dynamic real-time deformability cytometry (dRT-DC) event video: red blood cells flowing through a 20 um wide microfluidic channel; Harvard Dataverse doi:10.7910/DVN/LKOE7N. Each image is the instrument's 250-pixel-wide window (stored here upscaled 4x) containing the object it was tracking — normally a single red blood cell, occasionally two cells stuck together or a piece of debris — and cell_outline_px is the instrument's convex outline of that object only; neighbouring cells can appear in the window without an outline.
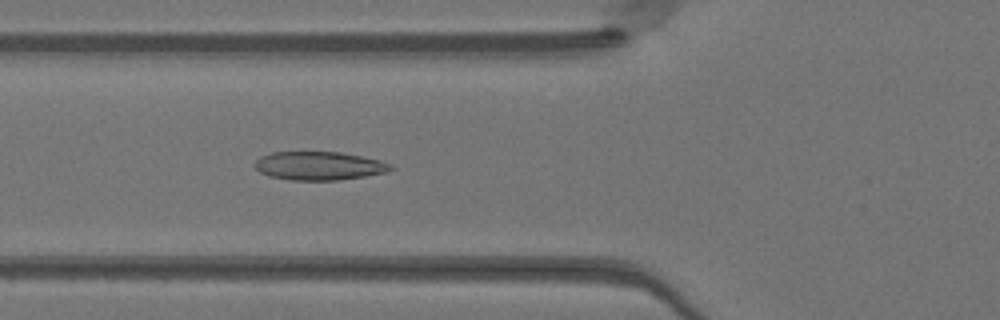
{"species": "Egyptian fruit bat (a non-hibernating species)", "species_latin": "Rousettus aegyptiacus", "temperature_condition": "warm", "stored_images_in_passage": 49, "camera_frame_rate_fps": 3000, "um_per_image_px": 0.085, "animal": {"sex": "female"}, "frame": {"image": 1, "passage_image": 18, "time_ms": 5.667, "image_size_px": [1000, 320], "cell_outline_px": [[396, 168], [388, 172], [364, 176], [336, 180], [292, 180], [268, 176], [260, 172], [252, 164], [260, 156], [272, 152], [340, 152], [380, 160], [392, 164]], "centroid_in_image_um": [27.12, 14.09], "position_along_channel_um": 98.7, "area_um2": 22.66}}
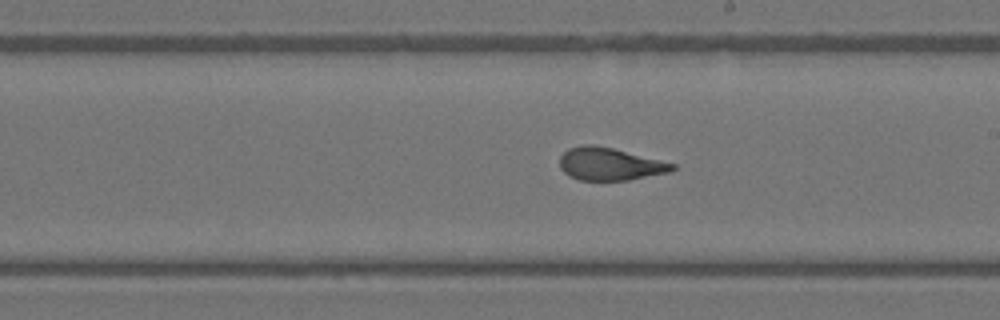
{"frame": {"image": 2, "passage_image": 28, "time_ms": 9.0, "image_size_px": [1000, 320], "cell_outline_px": [[676, 168], [672, 172], [628, 180], [580, 180], [568, 176], [560, 168], [560, 156], [568, 148], [584, 144], [592, 144], [612, 148], [676, 164]], "centroid_in_image_um": [51.83, 13.95], "position_along_channel_um": 237.2, "area_um2": 21.44}}
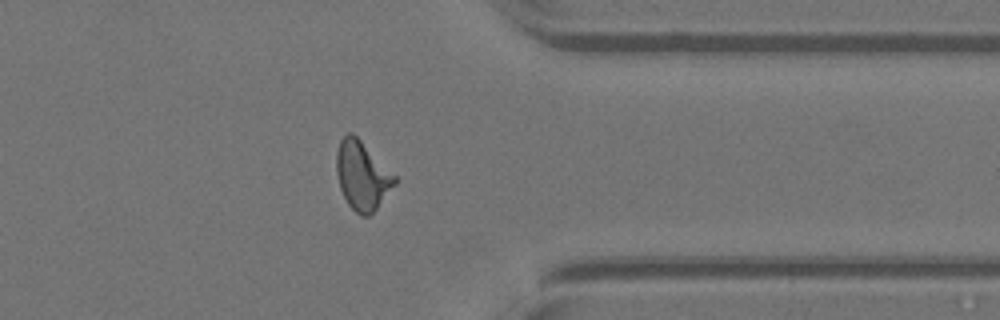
{"frame": {"image": 3, "passage_image": 39, "time_ms": 12.667, "image_size_px": [1000, 320], "cell_outline_px": [[396, 184], [376, 208], [368, 216], [360, 216], [348, 204], [340, 188], [336, 172], [336, 152], [340, 140], [348, 132], [352, 132], [396, 176]], "centroid_in_image_um": [30.77, 14.92], "position_along_channel_um": 380.6, "area_um2": 22.95}, "authors_computed_cell_mechanics": {"area_um2": 22.6576, "velocity_mm_per_s": 4.1445, "shape_relaxation_time_tau1_ms": 6.0413, "shape_relaxation_time_tau2_ms": 0.7898, "deformation_change_tau1": 0.2132, "deformation_change_tau2": 0.0839}}